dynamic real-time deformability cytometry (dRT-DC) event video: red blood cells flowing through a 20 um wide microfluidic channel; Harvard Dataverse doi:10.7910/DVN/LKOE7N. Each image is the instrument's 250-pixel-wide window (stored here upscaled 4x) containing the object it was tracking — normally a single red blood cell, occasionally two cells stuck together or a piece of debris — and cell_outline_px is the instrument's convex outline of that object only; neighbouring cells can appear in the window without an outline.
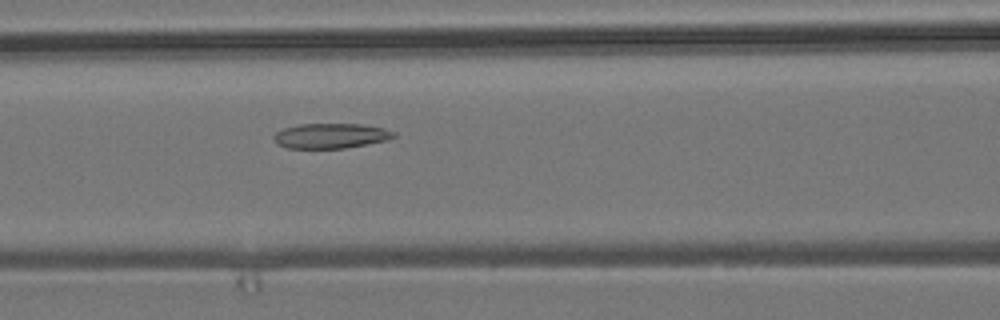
{"species": "common noctule bat (a hibernating species)", "species_latin": "Nyctalus noctula", "temperature_condition": "room temperature", "stored_images_in_passage": 39, "camera_frame_rate_fps": 3000, "um_per_image_px": 0.085, "animal": {"sex": "male", "body_mass_g": 19.2, "forearm_length_mm": 51.8}, "frame": {"image": 1, "passage_image": 8, "time_ms": 2.333, "image_size_px": [1000, 320], "cell_outline_px": [[396, 136], [388, 140], [344, 148], [284, 148], [276, 144], [272, 136], [276, 132], [284, 128], [300, 124], [364, 124], [384, 128], [396, 132]], "centroid_in_image_um": [28.11, 11.54], "position_along_channel_um": 138.5, "area_um2": 17.63}}
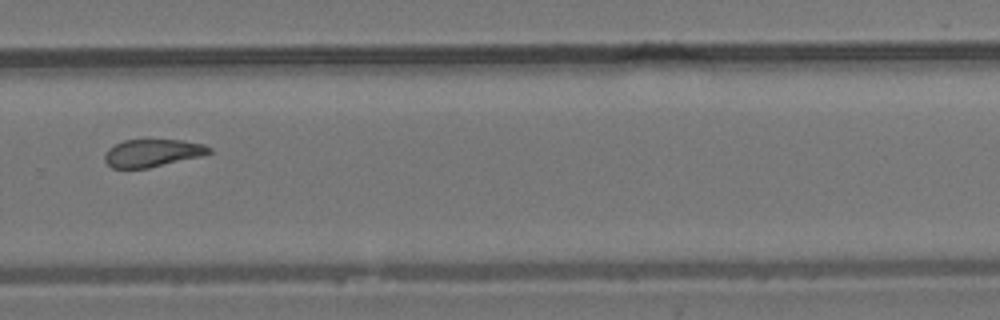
{"frame": {"image": 2, "passage_image": 22, "time_ms": 7.0, "image_size_px": [1000, 320], "cell_outline_px": [[212, 152], [200, 156], [148, 168], [112, 168], [104, 160], [104, 156], [108, 148], [124, 140], [184, 140], [204, 144], [212, 148]], "centroid_in_image_um": [12.96, 13.0], "position_along_channel_um": 316.8, "area_um2": 16.7}}
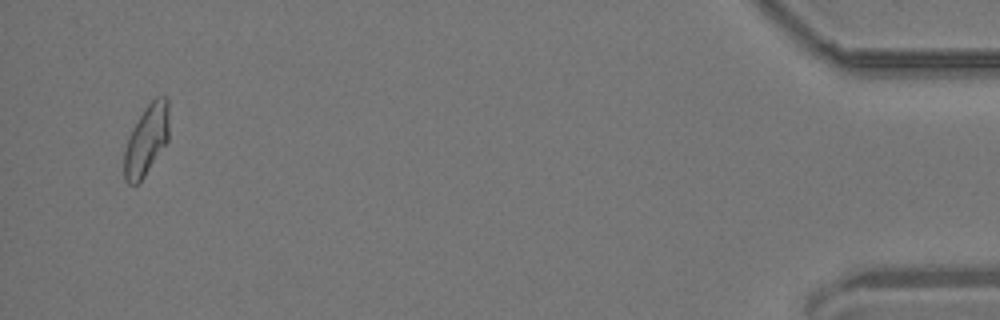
{"frame": {"image": 3, "passage_image": 37, "time_ms": 12.0, "image_size_px": [1000, 320], "cell_outline_px": [[168, 140], [144, 176], [136, 184], [128, 184], [124, 180], [124, 152], [128, 136], [132, 128], [144, 108], [156, 96], [164, 96], [168, 100]], "centroid_in_image_um": [12.43, 11.88], "position_along_channel_um": 422.8, "area_um2": 18.26}, "authors_computed_cell_mechanics": {"area_um2": 18.0914, "velocity_mm_per_s": 3.8375, "shape_relaxation_time_tau1_ms": null, "shape_relaxation_time_tau2_ms": 3.8639, "deformation_change_tau1": null, "deformation_change_tau2": 0.1125}}